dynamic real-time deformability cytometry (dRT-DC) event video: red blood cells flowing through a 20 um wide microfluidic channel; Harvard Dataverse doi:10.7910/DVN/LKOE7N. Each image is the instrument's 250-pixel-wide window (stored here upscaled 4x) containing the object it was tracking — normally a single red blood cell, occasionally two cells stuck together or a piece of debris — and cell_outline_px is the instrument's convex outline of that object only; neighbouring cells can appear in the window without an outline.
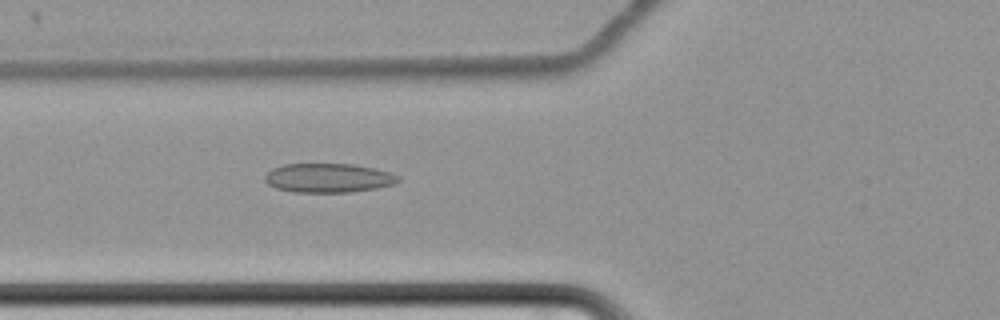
{"species": "common noctule bat (a hibernating species)", "species_latin": "Nyctalus noctula", "temperature_condition": "cold", "stored_images_in_passage": 64, "camera_frame_rate_fps": 3000, "um_per_image_px": 0.085, "animal": {"sex": "female", "body_mass_g": 22.7, "forearm_length_mm": 54.2}, "frame": {"image": 1, "passage_image": 27, "time_ms": 8.667, "image_size_px": [1000, 320], "cell_outline_px": [[400, 180], [392, 184], [376, 188], [348, 192], [292, 192], [276, 188], [268, 184], [264, 180], [264, 176], [272, 168], [284, 164], [352, 164], [392, 172], [400, 176]], "centroid_in_image_um": [27.89, 15.12], "position_along_channel_um": 97.9, "area_um2": 22.6}}
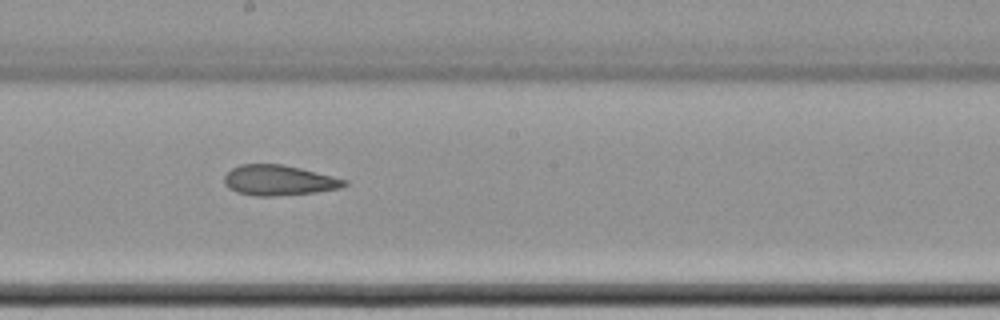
{"frame": {"image": 2, "passage_image": 38, "time_ms": 12.333, "image_size_px": [1000, 320], "cell_outline_px": [[348, 184], [340, 188], [316, 192], [272, 196], [256, 196], [236, 192], [228, 188], [224, 184], [224, 176], [232, 168], [240, 164], [284, 164], [348, 180]], "centroid_in_image_um": [23.68, 15.32], "position_along_channel_um": 224.5, "area_um2": 21.21}}
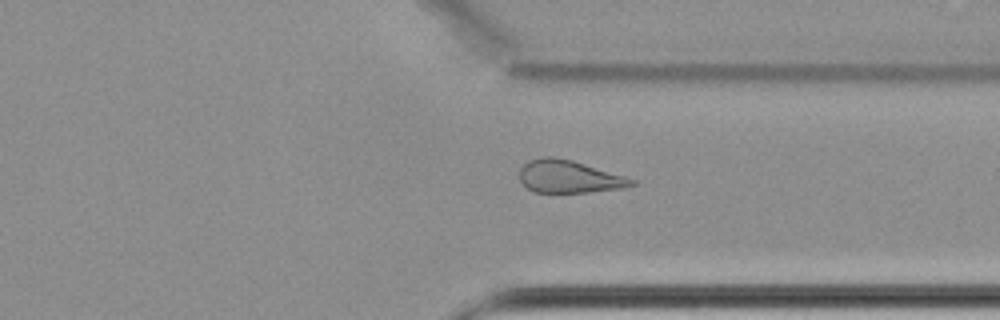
{"frame": {"image": 3, "passage_image": 50, "time_ms": 16.333, "image_size_px": [1000, 320], "cell_outline_px": [[636, 184], [624, 188], [588, 192], [532, 192], [520, 180], [520, 168], [528, 160], [544, 156], [552, 156], [572, 160], [624, 176], [636, 180]], "centroid_in_image_um": [48.35, 15.01], "position_along_channel_um": 363.0, "area_um2": 21.21}, "authors_computed_cell_mechanics": {"area_um2": 24.2182, "velocity_mm_per_s": 3.4471, "shape_relaxation_time_tau1_ms": null, "shape_relaxation_time_tau2_ms": 3.6755, "deformation_change_tau1": null, "deformation_change_tau2": 0.1017}}